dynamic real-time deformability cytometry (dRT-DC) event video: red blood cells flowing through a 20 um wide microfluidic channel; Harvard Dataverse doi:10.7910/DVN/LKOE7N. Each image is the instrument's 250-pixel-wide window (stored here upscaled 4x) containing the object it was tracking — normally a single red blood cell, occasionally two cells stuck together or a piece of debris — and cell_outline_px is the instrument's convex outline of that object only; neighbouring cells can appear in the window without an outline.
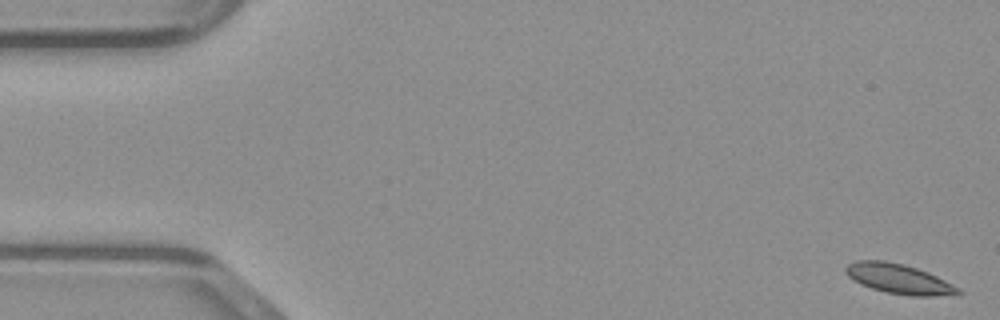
{"species": "common noctule bat (a hibernating species)", "species_latin": "Nyctalus noctula", "temperature_condition": "warm", "stored_images_in_passage": 49, "camera_frame_rate_fps": 3000, "um_per_image_px": 0.085, "animal": {"sex": "male", "body_mass_g": 23.1, "forearm_length_mm": 52.7}, "frame": {"image": 1, "passage_image": 1, "time_ms": 0.0, "image_size_px": [1000, 320], "cell_outline_px": [[964, 292], [936, 296], [912, 296], [884, 292], [860, 284], [852, 280], [844, 272], [844, 268], [848, 264], [856, 260], [884, 260], [904, 264], [928, 272], [960, 288]], "centroid_in_image_um": [76.36, 23.7], "position_along_channel_um": 8.6, "area_um2": 19.59}}
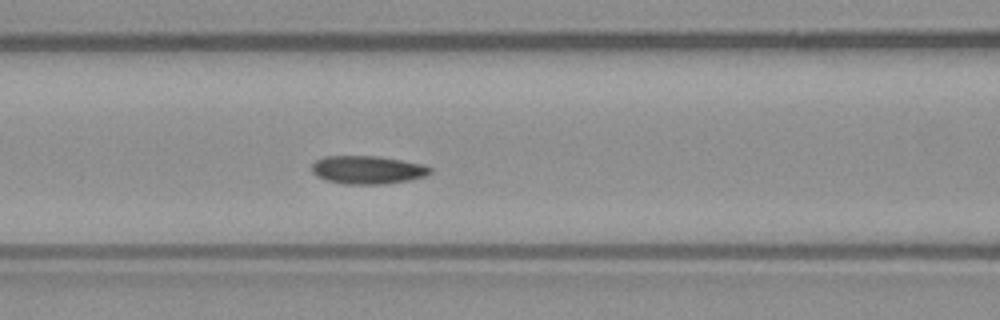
{"frame": {"image": 2, "passage_image": 20, "time_ms": 6.333, "image_size_px": [1000, 320], "cell_outline_px": [[432, 172], [428, 176], [412, 180], [384, 184], [344, 184], [324, 180], [316, 176], [312, 172], [312, 164], [316, 160], [324, 156], [380, 156], [424, 164], [432, 168]], "centroid_in_image_um": [31.28, 14.44], "position_along_channel_um": 135.3, "area_um2": 19.83}}
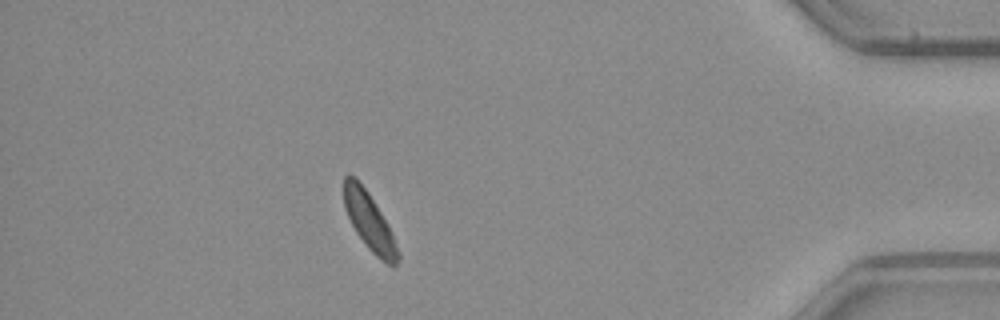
{"frame": {"image": 3, "passage_image": 43, "time_ms": 14.0, "image_size_px": [1000, 320], "cell_outline_px": [[400, 260], [396, 268], [392, 268], [380, 260], [368, 248], [356, 232], [344, 208], [344, 176], [348, 172], [356, 176], [368, 192], [388, 224], [392, 232], [400, 256]], "centroid_in_image_um": [31.41, 18.85], "position_along_channel_um": 403.8, "area_um2": 18.38}}